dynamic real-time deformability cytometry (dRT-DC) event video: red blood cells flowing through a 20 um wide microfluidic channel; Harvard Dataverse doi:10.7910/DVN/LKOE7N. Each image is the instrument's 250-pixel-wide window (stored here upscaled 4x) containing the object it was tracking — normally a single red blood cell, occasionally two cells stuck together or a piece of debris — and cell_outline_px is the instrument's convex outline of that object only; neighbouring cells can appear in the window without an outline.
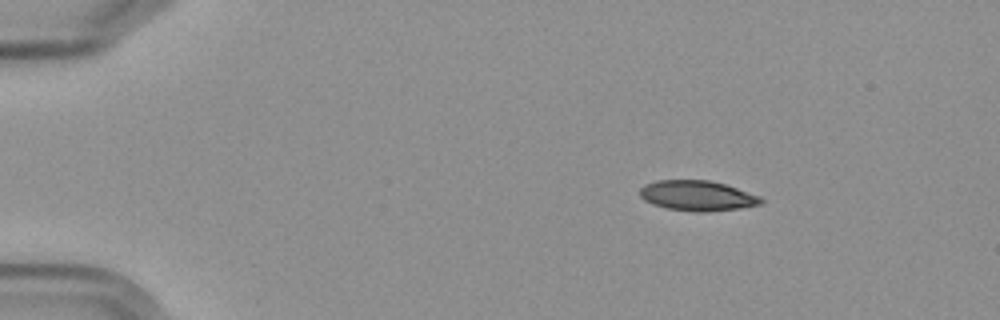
{"species": "Egyptian fruit bat (a non-hibernating species)", "species_latin": "Rousettus aegyptiacus", "temperature_condition": "cold", "stored_images_in_passage": 6, "camera_frame_rate_fps": 3000, "um_per_image_px": 0.085, "frame": {"image": 1, "passage_image": 2, "time_ms": 1.333, "image_size_px": [1000, 320], "cell_outline_px": [[764, 204], [740, 208], [704, 212], [696, 212], [668, 208], [652, 204], [644, 200], [640, 196], [640, 188], [644, 184], [656, 180], [708, 180], [724, 184], [760, 196], [764, 200]], "centroid_in_image_um": [59.27, 16.63], "position_along_channel_um": 25.7, "area_um2": 21.33}}
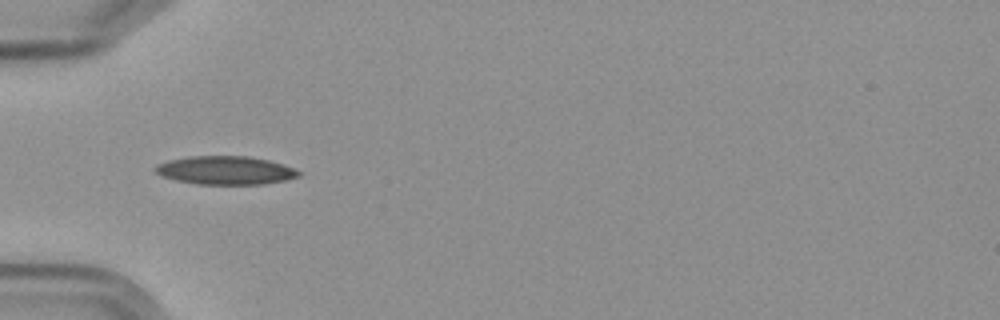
{"frame": {"image": 2, "passage_image": 5, "time_ms": 4.667, "image_size_px": [1000, 320], "cell_outline_px": [[300, 176], [284, 180], [264, 184], [196, 184], [176, 180], [160, 176], [152, 168], [156, 164], [168, 160], [188, 156], [248, 156], [268, 160], [284, 164], [300, 172]], "centroid_in_image_um": [19.11, 14.47], "position_along_channel_um": 65.9, "area_um2": 23.81}}
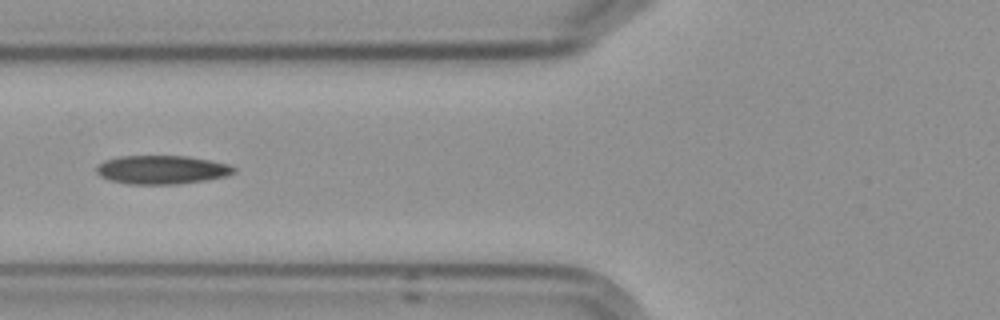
{"frame": {"image": 3, "passage_image": 6, "time_ms": 6.0, "image_size_px": [1000, 320], "cell_outline_px": [[236, 172], [228, 176], [180, 184], [128, 184], [108, 180], [100, 176], [96, 172], [96, 168], [104, 160], [120, 156], [188, 156], [212, 160], [228, 164], [236, 168]], "centroid_in_image_um": [13.77, 14.43], "position_along_channel_um": 112.0, "area_um2": 23.12}}